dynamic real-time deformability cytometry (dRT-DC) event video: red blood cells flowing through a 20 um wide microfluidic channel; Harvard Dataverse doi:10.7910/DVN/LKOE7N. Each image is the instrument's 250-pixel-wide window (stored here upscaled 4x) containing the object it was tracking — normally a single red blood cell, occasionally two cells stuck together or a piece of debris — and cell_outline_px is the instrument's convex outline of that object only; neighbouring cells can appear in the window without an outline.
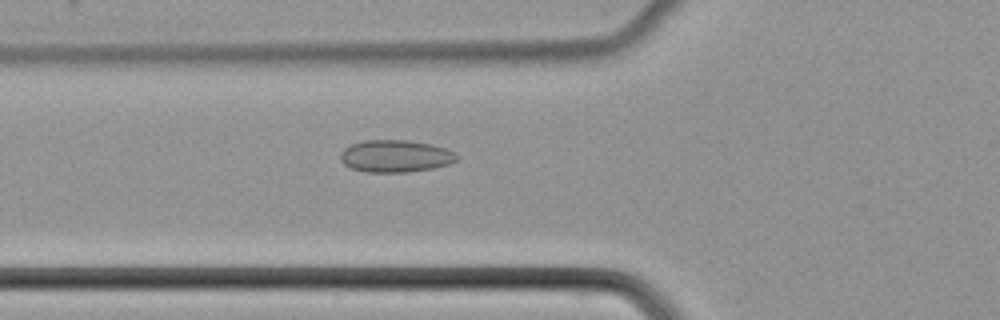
{"species": "common noctule bat (a hibernating species)", "species_latin": "Nyctalus noctula", "temperature_condition": "cold", "stored_images_in_passage": 48, "camera_frame_rate_fps": 3000, "um_per_image_px": 0.085, "animal": {"sex": "female", "body_mass_g": 22.7, "forearm_length_mm": 54.2}, "frame": {"image": 1, "passage_image": 16, "time_ms": 5.0, "image_size_px": [1000, 320], "cell_outline_px": [[460, 156], [456, 160], [448, 164], [432, 168], [408, 172], [364, 172], [352, 168], [344, 164], [340, 160], [340, 152], [344, 148], [352, 144], [364, 140], [408, 140], [432, 144], [448, 148], [456, 152]], "centroid_in_image_um": [33.63, 13.26], "position_along_channel_um": 92.2, "area_um2": 22.08}}
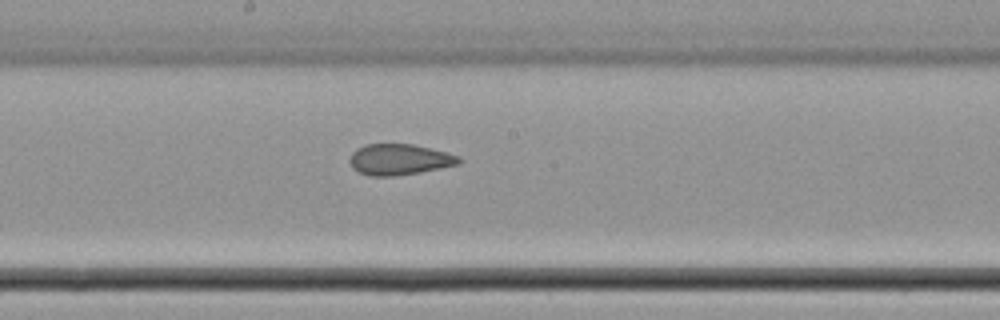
{"frame": {"image": 2, "passage_image": 25, "time_ms": 8.0, "image_size_px": [1000, 320], "cell_outline_px": [[464, 160], [460, 164], [420, 172], [392, 176], [368, 176], [352, 168], [348, 160], [352, 152], [356, 148], [364, 144], [412, 144], [448, 152], [460, 156]], "centroid_in_image_um": [33.95, 13.55], "position_along_channel_um": 214.2, "area_um2": 19.94}}
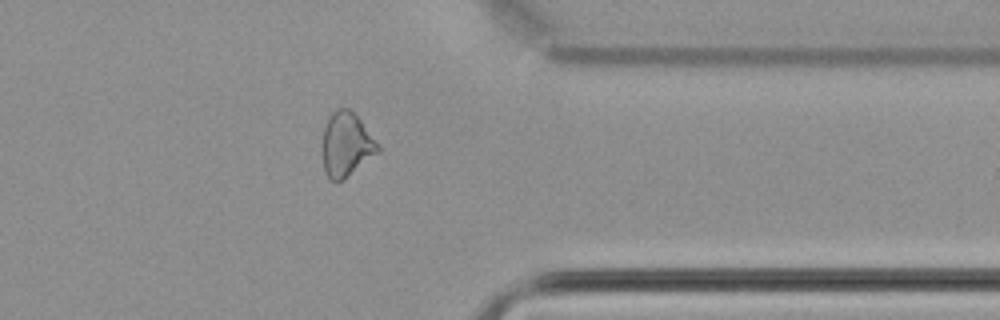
{"frame": {"image": 3, "passage_image": 38, "time_ms": 12.333, "image_size_px": [1000, 320], "cell_outline_px": [[380, 152], [336, 184], [328, 180], [324, 172], [320, 148], [320, 144], [324, 128], [328, 116], [336, 108], [348, 108], [360, 120], [380, 148]], "centroid_in_image_um": [29.35, 12.32], "position_along_channel_um": 382.0, "area_um2": 21.1}}